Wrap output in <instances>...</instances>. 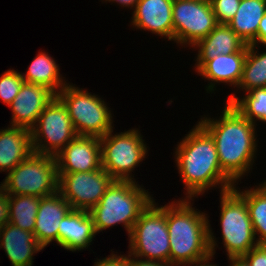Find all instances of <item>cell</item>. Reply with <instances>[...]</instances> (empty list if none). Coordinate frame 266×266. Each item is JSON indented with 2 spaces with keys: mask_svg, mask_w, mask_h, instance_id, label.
Instances as JSON below:
<instances>
[{
  "mask_svg": "<svg viewBox=\"0 0 266 266\" xmlns=\"http://www.w3.org/2000/svg\"><path fill=\"white\" fill-rule=\"evenodd\" d=\"M255 47H258V45H247V55L238 84V88L242 91L245 90L244 92L254 88L266 87V51L259 54Z\"/></svg>",
  "mask_w": 266,
  "mask_h": 266,
  "instance_id": "cell-25",
  "label": "cell"
},
{
  "mask_svg": "<svg viewBox=\"0 0 266 266\" xmlns=\"http://www.w3.org/2000/svg\"><path fill=\"white\" fill-rule=\"evenodd\" d=\"M190 200L184 198L167 205L170 265L186 266L215 254L217 241L209 219L206 213L195 210Z\"/></svg>",
  "mask_w": 266,
  "mask_h": 266,
  "instance_id": "cell-3",
  "label": "cell"
},
{
  "mask_svg": "<svg viewBox=\"0 0 266 266\" xmlns=\"http://www.w3.org/2000/svg\"><path fill=\"white\" fill-rule=\"evenodd\" d=\"M258 44L266 46V13L259 23L258 33L256 36V45Z\"/></svg>",
  "mask_w": 266,
  "mask_h": 266,
  "instance_id": "cell-33",
  "label": "cell"
},
{
  "mask_svg": "<svg viewBox=\"0 0 266 266\" xmlns=\"http://www.w3.org/2000/svg\"><path fill=\"white\" fill-rule=\"evenodd\" d=\"M172 19L174 42L192 47L218 25L209 0L173 2Z\"/></svg>",
  "mask_w": 266,
  "mask_h": 266,
  "instance_id": "cell-11",
  "label": "cell"
},
{
  "mask_svg": "<svg viewBox=\"0 0 266 266\" xmlns=\"http://www.w3.org/2000/svg\"><path fill=\"white\" fill-rule=\"evenodd\" d=\"M32 153L29 129L16 126L0 129V172L9 173Z\"/></svg>",
  "mask_w": 266,
  "mask_h": 266,
  "instance_id": "cell-21",
  "label": "cell"
},
{
  "mask_svg": "<svg viewBox=\"0 0 266 266\" xmlns=\"http://www.w3.org/2000/svg\"><path fill=\"white\" fill-rule=\"evenodd\" d=\"M218 24H228L236 14L241 0H209Z\"/></svg>",
  "mask_w": 266,
  "mask_h": 266,
  "instance_id": "cell-29",
  "label": "cell"
},
{
  "mask_svg": "<svg viewBox=\"0 0 266 266\" xmlns=\"http://www.w3.org/2000/svg\"><path fill=\"white\" fill-rule=\"evenodd\" d=\"M177 146L174 156L186 187L185 198L193 199L217 185L221 193L236 185L222 171L214 139L199 123Z\"/></svg>",
  "mask_w": 266,
  "mask_h": 266,
  "instance_id": "cell-1",
  "label": "cell"
},
{
  "mask_svg": "<svg viewBox=\"0 0 266 266\" xmlns=\"http://www.w3.org/2000/svg\"><path fill=\"white\" fill-rule=\"evenodd\" d=\"M21 73L10 69L0 77V98L3 103L9 106L20 91L24 83Z\"/></svg>",
  "mask_w": 266,
  "mask_h": 266,
  "instance_id": "cell-28",
  "label": "cell"
},
{
  "mask_svg": "<svg viewBox=\"0 0 266 266\" xmlns=\"http://www.w3.org/2000/svg\"><path fill=\"white\" fill-rule=\"evenodd\" d=\"M96 231L89 211L72 209L58 227V245L69 251L87 249Z\"/></svg>",
  "mask_w": 266,
  "mask_h": 266,
  "instance_id": "cell-17",
  "label": "cell"
},
{
  "mask_svg": "<svg viewBox=\"0 0 266 266\" xmlns=\"http://www.w3.org/2000/svg\"><path fill=\"white\" fill-rule=\"evenodd\" d=\"M154 203L153 199L133 225L128 237V254L139 259L170 265L167 205L158 207Z\"/></svg>",
  "mask_w": 266,
  "mask_h": 266,
  "instance_id": "cell-5",
  "label": "cell"
},
{
  "mask_svg": "<svg viewBox=\"0 0 266 266\" xmlns=\"http://www.w3.org/2000/svg\"><path fill=\"white\" fill-rule=\"evenodd\" d=\"M172 0H139L133 9L132 25L174 41Z\"/></svg>",
  "mask_w": 266,
  "mask_h": 266,
  "instance_id": "cell-15",
  "label": "cell"
},
{
  "mask_svg": "<svg viewBox=\"0 0 266 266\" xmlns=\"http://www.w3.org/2000/svg\"><path fill=\"white\" fill-rule=\"evenodd\" d=\"M242 257L249 266H266V244H258Z\"/></svg>",
  "mask_w": 266,
  "mask_h": 266,
  "instance_id": "cell-30",
  "label": "cell"
},
{
  "mask_svg": "<svg viewBox=\"0 0 266 266\" xmlns=\"http://www.w3.org/2000/svg\"><path fill=\"white\" fill-rule=\"evenodd\" d=\"M266 13V0H241L239 8L227 24L247 45H256L260 20Z\"/></svg>",
  "mask_w": 266,
  "mask_h": 266,
  "instance_id": "cell-22",
  "label": "cell"
},
{
  "mask_svg": "<svg viewBox=\"0 0 266 266\" xmlns=\"http://www.w3.org/2000/svg\"><path fill=\"white\" fill-rule=\"evenodd\" d=\"M10 195L0 185V229L9 223Z\"/></svg>",
  "mask_w": 266,
  "mask_h": 266,
  "instance_id": "cell-31",
  "label": "cell"
},
{
  "mask_svg": "<svg viewBox=\"0 0 266 266\" xmlns=\"http://www.w3.org/2000/svg\"><path fill=\"white\" fill-rule=\"evenodd\" d=\"M105 1L113 3L117 2L118 4H120L121 7H128V8L131 7L135 9L139 0H105Z\"/></svg>",
  "mask_w": 266,
  "mask_h": 266,
  "instance_id": "cell-35",
  "label": "cell"
},
{
  "mask_svg": "<svg viewBox=\"0 0 266 266\" xmlns=\"http://www.w3.org/2000/svg\"><path fill=\"white\" fill-rule=\"evenodd\" d=\"M128 255L111 254L103 259H98L94 266H127Z\"/></svg>",
  "mask_w": 266,
  "mask_h": 266,
  "instance_id": "cell-32",
  "label": "cell"
},
{
  "mask_svg": "<svg viewBox=\"0 0 266 266\" xmlns=\"http://www.w3.org/2000/svg\"><path fill=\"white\" fill-rule=\"evenodd\" d=\"M59 69L56 61L41 51L33 59L26 74L22 73L21 76L26 83L41 84L57 95L68 84L60 75Z\"/></svg>",
  "mask_w": 266,
  "mask_h": 266,
  "instance_id": "cell-23",
  "label": "cell"
},
{
  "mask_svg": "<svg viewBox=\"0 0 266 266\" xmlns=\"http://www.w3.org/2000/svg\"><path fill=\"white\" fill-rule=\"evenodd\" d=\"M233 189L246 201L250 219L259 244H266V185L259 184L255 188L239 191L236 186Z\"/></svg>",
  "mask_w": 266,
  "mask_h": 266,
  "instance_id": "cell-24",
  "label": "cell"
},
{
  "mask_svg": "<svg viewBox=\"0 0 266 266\" xmlns=\"http://www.w3.org/2000/svg\"><path fill=\"white\" fill-rule=\"evenodd\" d=\"M230 96L226 103L231 104L243 117L254 124L256 120L266 123V87L251 89L240 99L234 94Z\"/></svg>",
  "mask_w": 266,
  "mask_h": 266,
  "instance_id": "cell-27",
  "label": "cell"
},
{
  "mask_svg": "<svg viewBox=\"0 0 266 266\" xmlns=\"http://www.w3.org/2000/svg\"><path fill=\"white\" fill-rule=\"evenodd\" d=\"M40 198L30 195H10L9 222L34 233Z\"/></svg>",
  "mask_w": 266,
  "mask_h": 266,
  "instance_id": "cell-26",
  "label": "cell"
},
{
  "mask_svg": "<svg viewBox=\"0 0 266 266\" xmlns=\"http://www.w3.org/2000/svg\"><path fill=\"white\" fill-rule=\"evenodd\" d=\"M0 248H3L12 266H32L33 255L44 249L34 233L12 223L0 229Z\"/></svg>",
  "mask_w": 266,
  "mask_h": 266,
  "instance_id": "cell-18",
  "label": "cell"
},
{
  "mask_svg": "<svg viewBox=\"0 0 266 266\" xmlns=\"http://www.w3.org/2000/svg\"><path fill=\"white\" fill-rule=\"evenodd\" d=\"M9 195L47 197L58 191L55 156L33 152L10 171L0 184Z\"/></svg>",
  "mask_w": 266,
  "mask_h": 266,
  "instance_id": "cell-7",
  "label": "cell"
},
{
  "mask_svg": "<svg viewBox=\"0 0 266 266\" xmlns=\"http://www.w3.org/2000/svg\"><path fill=\"white\" fill-rule=\"evenodd\" d=\"M30 131L33 152L52 156L77 136L66 107L56 95Z\"/></svg>",
  "mask_w": 266,
  "mask_h": 266,
  "instance_id": "cell-10",
  "label": "cell"
},
{
  "mask_svg": "<svg viewBox=\"0 0 266 266\" xmlns=\"http://www.w3.org/2000/svg\"><path fill=\"white\" fill-rule=\"evenodd\" d=\"M247 55V45L240 51L229 55L220 54L208 60L197 72L207 80H211L207 87V92L214 91L215 84L226 83L238 87L240 82L245 58Z\"/></svg>",
  "mask_w": 266,
  "mask_h": 266,
  "instance_id": "cell-20",
  "label": "cell"
},
{
  "mask_svg": "<svg viewBox=\"0 0 266 266\" xmlns=\"http://www.w3.org/2000/svg\"><path fill=\"white\" fill-rule=\"evenodd\" d=\"M54 97L55 94L46 86L24 82L17 96L9 105L13 114L10 126L30 130Z\"/></svg>",
  "mask_w": 266,
  "mask_h": 266,
  "instance_id": "cell-14",
  "label": "cell"
},
{
  "mask_svg": "<svg viewBox=\"0 0 266 266\" xmlns=\"http://www.w3.org/2000/svg\"><path fill=\"white\" fill-rule=\"evenodd\" d=\"M57 174L91 172L101 169L100 138L76 136L55 155Z\"/></svg>",
  "mask_w": 266,
  "mask_h": 266,
  "instance_id": "cell-13",
  "label": "cell"
},
{
  "mask_svg": "<svg viewBox=\"0 0 266 266\" xmlns=\"http://www.w3.org/2000/svg\"><path fill=\"white\" fill-rule=\"evenodd\" d=\"M246 45L227 24H218L205 38H202L193 46L198 47L196 71L208 60L220 54L229 55L240 52Z\"/></svg>",
  "mask_w": 266,
  "mask_h": 266,
  "instance_id": "cell-19",
  "label": "cell"
},
{
  "mask_svg": "<svg viewBox=\"0 0 266 266\" xmlns=\"http://www.w3.org/2000/svg\"><path fill=\"white\" fill-rule=\"evenodd\" d=\"M71 210L68 201L58 191L53 195L40 198L34 235L43 248L52 241L58 245L59 224Z\"/></svg>",
  "mask_w": 266,
  "mask_h": 266,
  "instance_id": "cell-16",
  "label": "cell"
},
{
  "mask_svg": "<svg viewBox=\"0 0 266 266\" xmlns=\"http://www.w3.org/2000/svg\"><path fill=\"white\" fill-rule=\"evenodd\" d=\"M66 107L78 136L103 137L112 126V114L104 100L67 84L56 95Z\"/></svg>",
  "mask_w": 266,
  "mask_h": 266,
  "instance_id": "cell-6",
  "label": "cell"
},
{
  "mask_svg": "<svg viewBox=\"0 0 266 266\" xmlns=\"http://www.w3.org/2000/svg\"><path fill=\"white\" fill-rule=\"evenodd\" d=\"M100 137L101 167L115 181H135L131 172L147 155V146L137 129Z\"/></svg>",
  "mask_w": 266,
  "mask_h": 266,
  "instance_id": "cell-8",
  "label": "cell"
},
{
  "mask_svg": "<svg viewBox=\"0 0 266 266\" xmlns=\"http://www.w3.org/2000/svg\"><path fill=\"white\" fill-rule=\"evenodd\" d=\"M221 117V118H220ZM198 122L214 139L222 171L234 182L249 173L257 151L255 125L226 103L222 116Z\"/></svg>",
  "mask_w": 266,
  "mask_h": 266,
  "instance_id": "cell-2",
  "label": "cell"
},
{
  "mask_svg": "<svg viewBox=\"0 0 266 266\" xmlns=\"http://www.w3.org/2000/svg\"><path fill=\"white\" fill-rule=\"evenodd\" d=\"M115 180L103 169L58 174V192L72 209L90 211Z\"/></svg>",
  "mask_w": 266,
  "mask_h": 266,
  "instance_id": "cell-12",
  "label": "cell"
},
{
  "mask_svg": "<svg viewBox=\"0 0 266 266\" xmlns=\"http://www.w3.org/2000/svg\"><path fill=\"white\" fill-rule=\"evenodd\" d=\"M213 255H210L202 260H199V261H195V262H192V263H189V264H186L187 266H217L216 264L213 265V264H210V261L209 260H212L213 258Z\"/></svg>",
  "mask_w": 266,
  "mask_h": 266,
  "instance_id": "cell-37",
  "label": "cell"
},
{
  "mask_svg": "<svg viewBox=\"0 0 266 266\" xmlns=\"http://www.w3.org/2000/svg\"><path fill=\"white\" fill-rule=\"evenodd\" d=\"M127 266H163V265L155 261H149L143 259L140 260L139 258H136L129 254L127 259Z\"/></svg>",
  "mask_w": 266,
  "mask_h": 266,
  "instance_id": "cell-34",
  "label": "cell"
},
{
  "mask_svg": "<svg viewBox=\"0 0 266 266\" xmlns=\"http://www.w3.org/2000/svg\"><path fill=\"white\" fill-rule=\"evenodd\" d=\"M220 195L223 247L228 257H241L259 244L246 201L233 188Z\"/></svg>",
  "mask_w": 266,
  "mask_h": 266,
  "instance_id": "cell-9",
  "label": "cell"
},
{
  "mask_svg": "<svg viewBox=\"0 0 266 266\" xmlns=\"http://www.w3.org/2000/svg\"><path fill=\"white\" fill-rule=\"evenodd\" d=\"M137 183L114 181L109 186L99 203L89 211L96 233L123 223L130 234L140 213L153 200L149 192Z\"/></svg>",
  "mask_w": 266,
  "mask_h": 266,
  "instance_id": "cell-4",
  "label": "cell"
},
{
  "mask_svg": "<svg viewBox=\"0 0 266 266\" xmlns=\"http://www.w3.org/2000/svg\"><path fill=\"white\" fill-rule=\"evenodd\" d=\"M230 260V266H249L247 261L241 257H228Z\"/></svg>",
  "mask_w": 266,
  "mask_h": 266,
  "instance_id": "cell-36",
  "label": "cell"
}]
</instances>
